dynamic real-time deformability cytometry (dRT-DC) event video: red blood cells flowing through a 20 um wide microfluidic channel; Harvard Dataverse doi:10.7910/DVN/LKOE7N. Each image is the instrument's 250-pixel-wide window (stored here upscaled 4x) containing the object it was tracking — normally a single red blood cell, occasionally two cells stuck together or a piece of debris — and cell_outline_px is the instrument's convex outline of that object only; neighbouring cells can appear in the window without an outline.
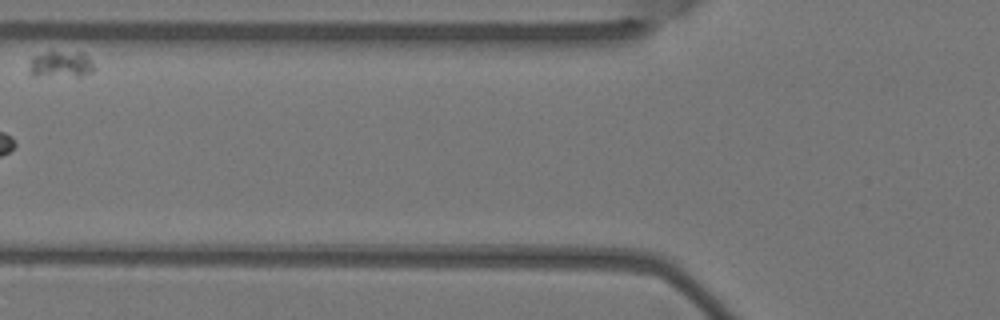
{"species": "Egyptian fruit bat (a non-hibernating species)", "species_latin": "Rousettus aegyptiacus", "temperature_condition": "warm", "stored_images_in_passage": 4, "segment_of_instrument_passage": [2, 2], "camera_frame_rate_fps": 3000, "um_per_image_px": 0.085, "animal": {"sex": "female"}, "frame": {"image": 1, "passage_image": 2, "time_ms": 0.333, "image_size_px": [1000, 320], "cell_outline_px": [[92, 72], [80, 76], [32, 76], [28, 72], [28, 68], [32, 56], [48, 52], [80, 52], [88, 56], [92, 64]], "centroid_in_image_um": [5.11, 5.48], "position_along_channel_um": 120.7, "area_um2": 10.0}}